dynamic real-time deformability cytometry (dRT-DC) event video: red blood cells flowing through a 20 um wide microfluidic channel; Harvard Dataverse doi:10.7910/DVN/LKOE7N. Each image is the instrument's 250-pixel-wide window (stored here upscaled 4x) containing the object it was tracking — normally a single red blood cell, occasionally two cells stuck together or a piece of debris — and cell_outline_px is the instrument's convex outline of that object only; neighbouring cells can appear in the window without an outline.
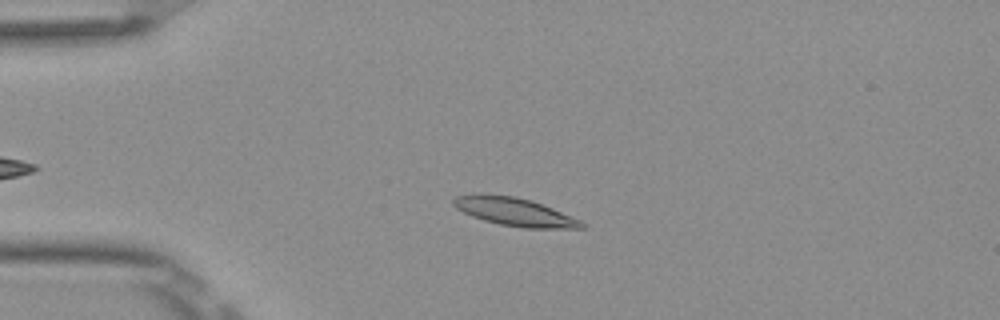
{"species": "Egyptian fruit bat (a non-hibernating species)", "species_latin": "Rousettus aegyptiacus", "temperature_condition": "room temperature", "stored_images_in_passage": 43, "camera_frame_rate_fps": 3000, "um_per_image_px": 0.085, "frame": {"image": 1, "passage_image": 12, "time_ms": 3.667, "image_size_px": [1000, 320], "cell_outline_px": [[584, 228], [524, 228], [500, 224], [484, 220], [472, 216], [456, 208], [452, 204], [452, 200], [456, 196], [476, 192], [516, 196], [532, 200], [552, 208], [580, 220], [584, 224]], "centroid_in_image_um": [43.68, 17.97], "position_along_channel_um": 41.3, "area_um2": 21.15}}
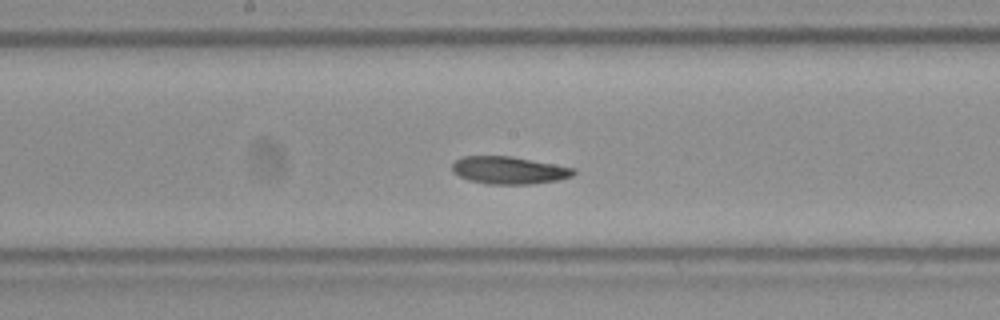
{"frame": {"image": 2, "passage_image": 27, "time_ms": 8.667, "image_size_px": [1000, 320], "cell_outline_px": [[576, 172], [572, 176], [556, 180], [528, 184], [488, 184], [468, 180], [452, 172], [452, 164], [460, 156], [512, 156], [576, 168]], "centroid_in_image_um": [43.24, 14.46], "position_along_channel_um": 205.0, "area_um2": 19.48}}
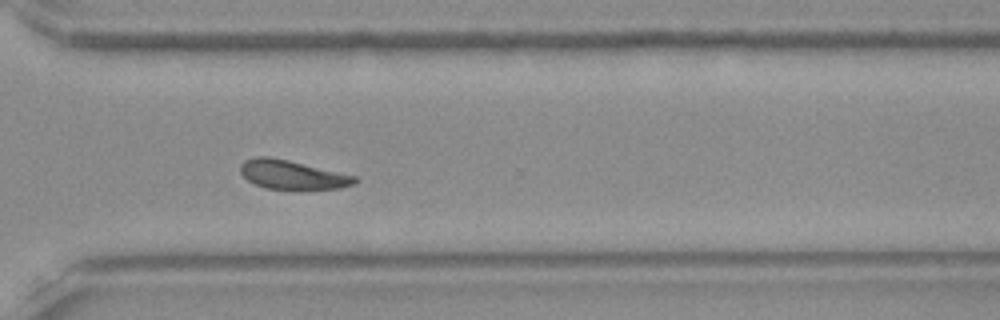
{"frame": {"image": 3, "passage_image": 38, "time_ms": 12.333, "image_size_px": [1000, 320], "cell_outline_px": [[360, 180], [356, 184], [340, 188], [268, 188], [256, 184], [248, 180], [240, 172], [240, 164], [244, 160], [256, 156], [268, 156], [288, 160], [356, 176]], "centroid_in_image_um": [24.85, 14.83], "position_along_channel_um": 345.8, "area_um2": 18.96}}